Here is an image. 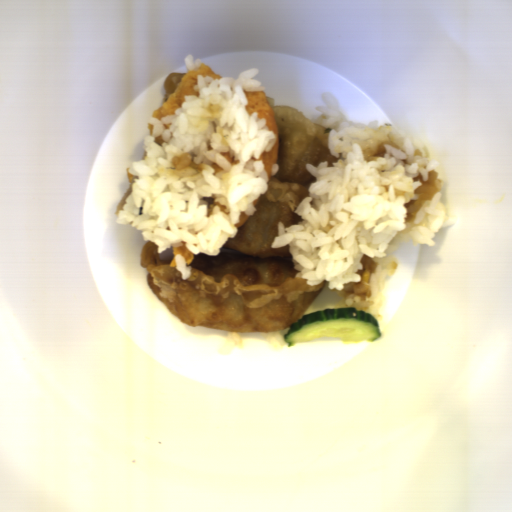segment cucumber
Here are the masks:
<instances>
[{"instance_id": "obj_1", "label": "cucumber", "mask_w": 512, "mask_h": 512, "mask_svg": "<svg viewBox=\"0 0 512 512\" xmlns=\"http://www.w3.org/2000/svg\"><path fill=\"white\" fill-rule=\"evenodd\" d=\"M378 319L356 307L323 308L308 312L290 323L284 334L287 347L313 342L319 337H339L344 344L374 343L380 338Z\"/></svg>"}]
</instances>
